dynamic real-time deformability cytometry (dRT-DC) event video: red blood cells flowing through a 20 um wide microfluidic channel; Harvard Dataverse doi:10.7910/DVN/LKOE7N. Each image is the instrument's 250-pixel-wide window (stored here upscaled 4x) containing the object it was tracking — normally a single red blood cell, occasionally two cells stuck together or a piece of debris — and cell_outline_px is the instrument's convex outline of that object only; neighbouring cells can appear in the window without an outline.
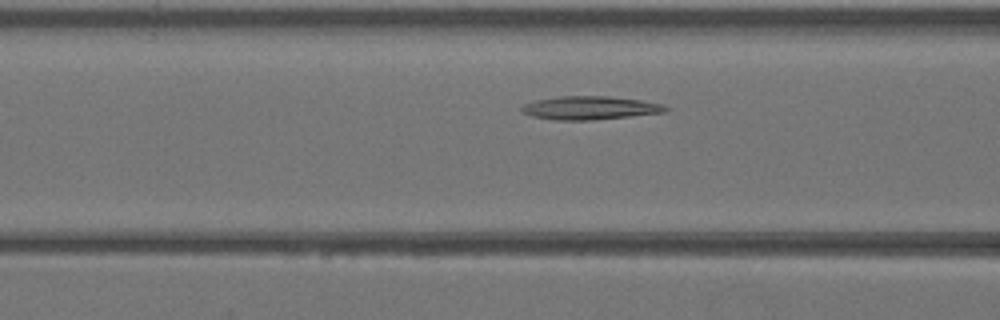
{"species": "Egyptian fruit bat (a non-hibernating species)", "species_latin": "Rousettus aegyptiacus", "temperature_condition": "warm", "stored_images_in_passage": 28, "camera_frame_rate_fps": 3000, "um_per_image_px": 0.085, "animal": {"sex": "female"}, "frame": {"image": 1, "passage_image": 7, "time_ms": 2.0, "image_size_px": [1000, 320], "cell_outline_px": [[668, 108], [664, 112], [592, 120], [556, 120], [532, 116], [520, 112], [520, 108], [524, 104], [536, 100], [560, 96], [608, 96], [640, 100], [664, 104]], "centroid_in_image_um": [50.1, 9.17], "position_along_channel_um": 116.5, "area_um2": 19.48}}
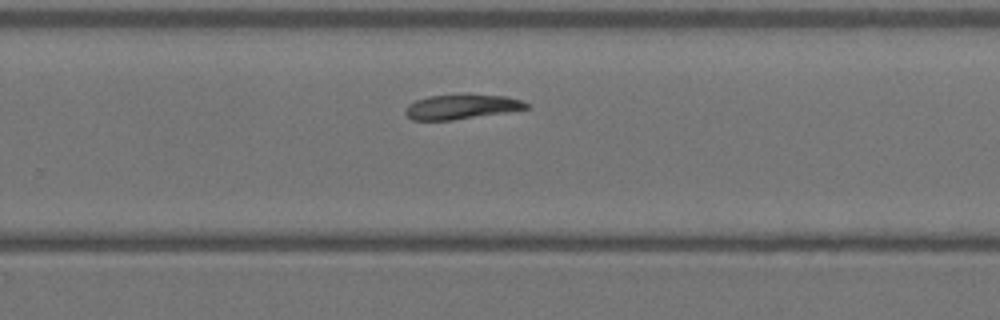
{"frame": {"image": 2, "passage_image": 18, "time_ms": 5.667, "image_size_px": [1000, 320], "cell_outline_px": [[528, 108], [508, 112], [452, 120], [412, 120], [404, 112], [408, 104], [416, 100], [428, 96], [468, 92], [504, 96], [520, 100], [528, 104]], "centroid_in_image_um": [39.21, 9.04], "position_along_channel_um": 290.6, "area_um2": 17.86}}
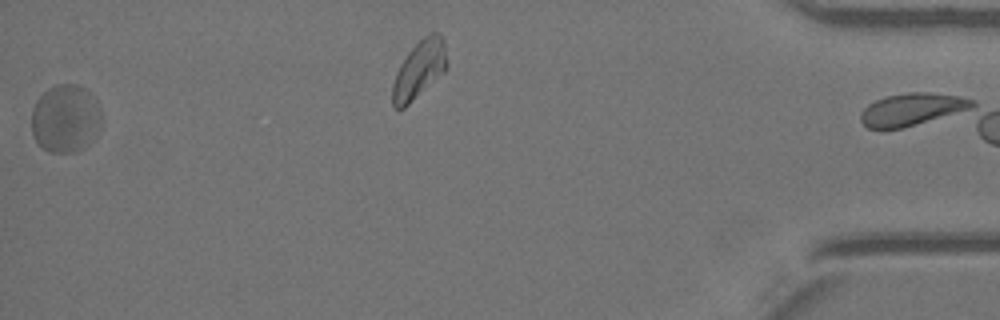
{"frame": {"image": 3, "passage_image": 27, "time_ms": 8.667, "image_size_px": [1000, 320], "cell_outline_px": [[100, 128], [88, 144], [84, 148], [72, 152], [48, 152], [36, 140], [32, 132], [32, 108], [36, 100], [48, 88], [56, 84], [76, 84], [84, 88], [96, 100], [100, 112]], "centroid_in_image_um": [5.55, 10.07], "position_along_channel_um": 429.7, "area_um2": 27.51}}